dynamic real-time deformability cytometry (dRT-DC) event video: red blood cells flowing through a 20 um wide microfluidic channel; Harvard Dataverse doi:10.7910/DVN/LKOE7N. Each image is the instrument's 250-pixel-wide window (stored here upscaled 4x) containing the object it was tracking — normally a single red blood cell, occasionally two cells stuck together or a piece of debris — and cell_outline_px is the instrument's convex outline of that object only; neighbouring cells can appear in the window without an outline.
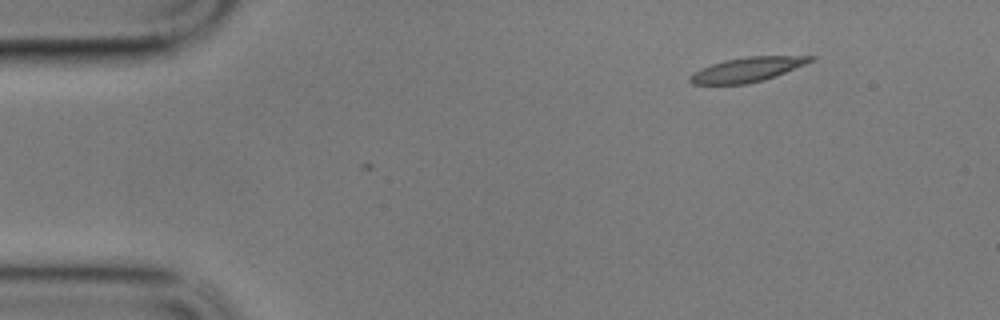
{"species": "common noctule bat (a hibernating species)", "species_latin": "Nyctalus noctula", "temperature_condition": "cold", "stored_images_in_passage": 2, "camera_frame_rate_fps": 3000, "um_per_image_px": 0.085, "animal": {"sex": "male", "body_mass_g": 17.9}, "frame": {"image": 1, "passage_image": 1, "time_ms": 0.0, "image_size_px": [1000, 320], "cell_outline_px": [[816, 56], [812, 60], [804, 64], [776, 76], [764, 80], [748, 84], [692, 84], [688, 80], [688, 76], [700, 68], [724, 60], [748, 56]], "centroid_in_image_um": [63.46, 5.92], "position_along_channel_um": 21.5, "area_um2": 17.11}}